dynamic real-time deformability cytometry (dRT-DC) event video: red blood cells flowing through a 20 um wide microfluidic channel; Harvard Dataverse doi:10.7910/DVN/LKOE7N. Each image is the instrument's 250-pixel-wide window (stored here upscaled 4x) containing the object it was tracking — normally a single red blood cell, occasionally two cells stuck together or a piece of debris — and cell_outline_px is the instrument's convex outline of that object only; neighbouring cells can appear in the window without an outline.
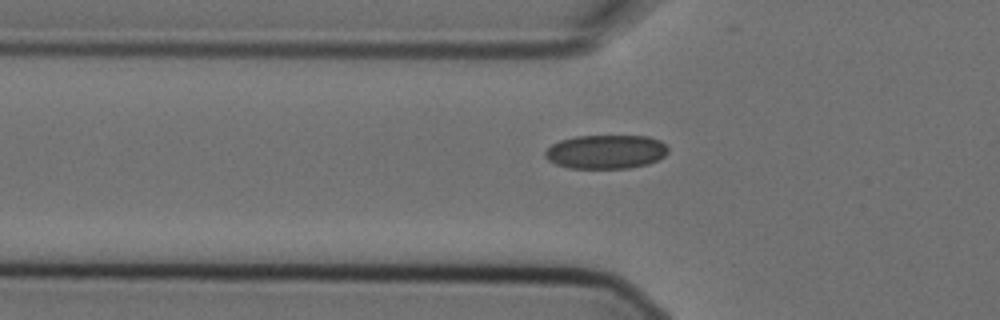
{"species": "Egyptian fruit bat (a non-hibernating species)", "species_latin": "Rousettus aegyptiacus", "temperature_condition": "cold", "stored_images_in_passage": 6, "camera_frame_rate_fps": 3000, "um_per_image_px": 0.085, "animal": {"sex": "female"}, "frame": {"image": 1, "passage_image": 6, "time_ms": 1.667, "image_size_px": [1000, 320], "cell_outline_px": [[668, 152], [664, 156], [648, 164], [628, 168], [568, 168], [556, 164], [548, 160], [544, 156], [544, 152], [552, 144], [560, 140], [576, 136], [648, 136], [660, 140], [668, 148]], "centroid_in_image_um": [51.49, 12.9], "position_along_channel_um": 74.3, "area_um2": 24.33}}